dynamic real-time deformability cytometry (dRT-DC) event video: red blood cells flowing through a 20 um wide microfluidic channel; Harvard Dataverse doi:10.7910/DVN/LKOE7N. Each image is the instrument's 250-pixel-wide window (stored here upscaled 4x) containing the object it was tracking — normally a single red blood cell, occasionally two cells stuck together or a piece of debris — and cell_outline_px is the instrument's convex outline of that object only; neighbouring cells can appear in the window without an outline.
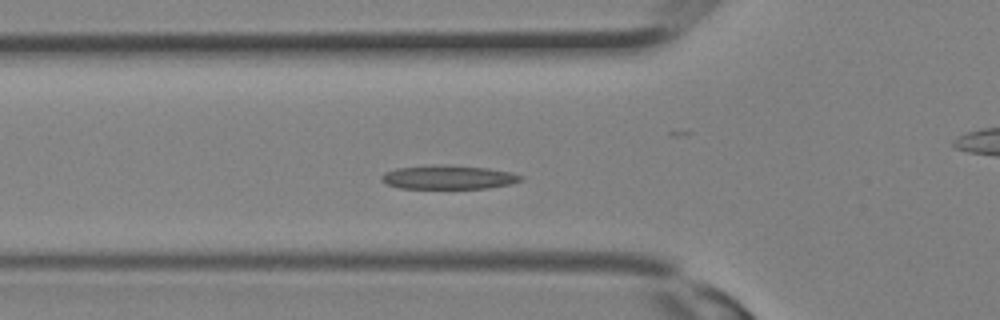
{"species": "Egyptian fruit bat (a non-hibernating species)", "species_latin": "Rousettus aegyptiacus", "temperature_condition": "room temperature", "stored_images_in_passage": 15, "camera_frame_rate_fps": 3000, "um_per_image_px": 0.085, "animal": {"sex": "female"}, "frame": {"image": 1, "passage_image": 7, "time_ms": 2.0, "image_size_px": [1000, 320], "cell_outline_px": [[524, 180], [508, 184], [488, 188], [400, 188], [388, 184], [380, 180], [380, 176], [384, 172], [396, 168], [448, 164], [488, 168], [512, 172], [524, 176]], "centroid_in_image_um": [38.13, 15.06], "position_along_channel_um": 87.7, "area_um2": 19.42}}
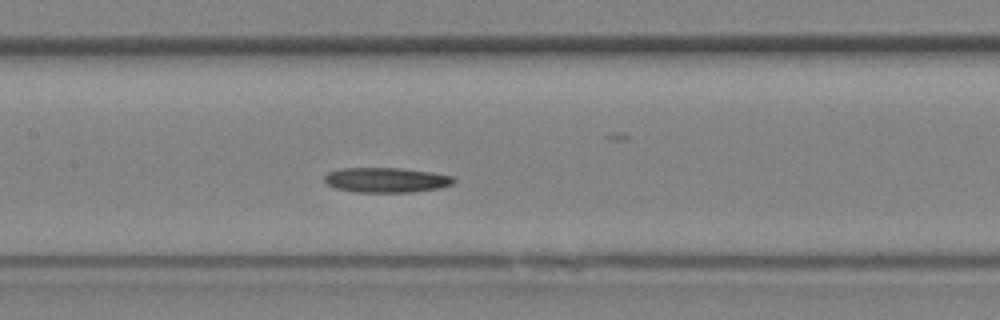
{"frame": {"image": 2, "passage_image": 11, "time_ms": 3.333, "image_size_px": [1000, 320], "cell_outline_px": [[456, 180], [452, 184], [440, 188], [412, 192], [356, 192], [336, 188], [328, 184], [324, 180], [324, 176], [328, 172], [340, 168], [400, 168], [432, 172], [452, 176]], "centroid_in_image_um": [32.83, 15.3], "position_along_channel_um": 174.6, "area_um2": 18.79}}
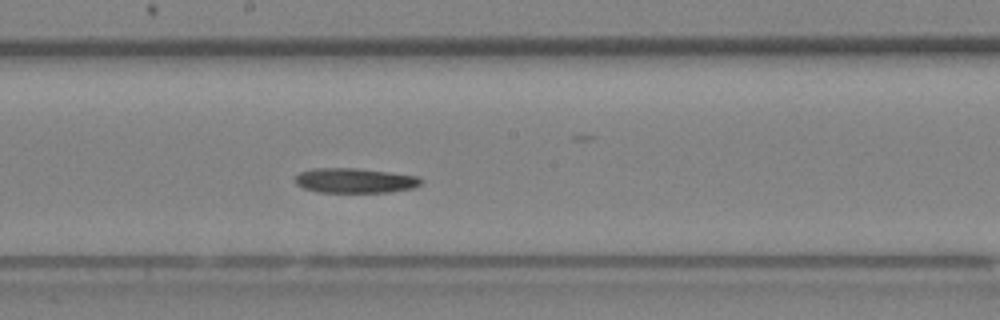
{"frame": {"image": 3, "passage_image": 13, "time_ms": 4.0, "image_size_px": [1000, 320], "cell_outline_px": [[424, 180], [420, 184], [412, 188], [388, 192], [316, 192], [304, 188], [296, 184], [296, 176], [300, 172], [312, 168], [356, 168], [420, 176]], "centroid_in_image_um": [30.17, 15.34], "position_along_channel_um": 218.0, "area_um2": 18.21}}